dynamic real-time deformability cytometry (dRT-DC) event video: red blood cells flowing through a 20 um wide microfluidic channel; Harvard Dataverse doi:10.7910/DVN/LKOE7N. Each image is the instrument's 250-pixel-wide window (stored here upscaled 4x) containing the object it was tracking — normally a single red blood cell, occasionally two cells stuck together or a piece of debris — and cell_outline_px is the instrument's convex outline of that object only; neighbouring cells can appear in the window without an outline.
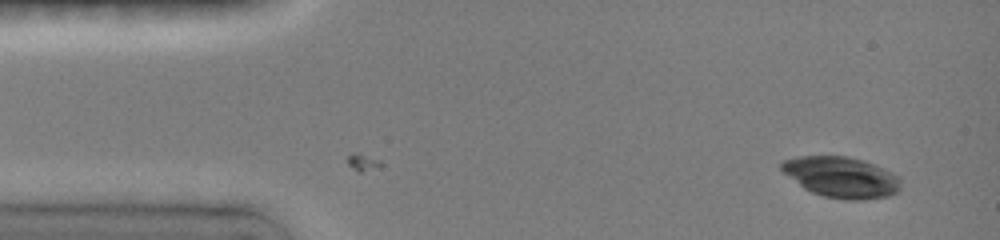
{"species": "common noctule bat (a hibernating species)", "species_latin": "Nyctalus noctula", "temperature_condition": "room temperature", "stored_images_in_passage": 13, "camera_frame_rate_fps": 3000, "um_per_image_px": 0.085, "animal": {"sex": "female", "body_mass_g": 19.0, "forearm_length_mm": 51.5}, "frame": {"image": 1, "passage_image": 1, "time_ms": 0.0, "image_size_px": [1000, 240], "cell_outline_px": [[900, 192], [888, 196], [864, 200], [844, 200], [824, 196], [812, 192], [804, 188], [784, 172], [780, 168], [780, 164], [784, 160], [796, 156], [848, 156], [864, 160], [884, 168], [900, 176]], "centroid_in_image_um": [71.56, 15.06], "position_along_channel_um": 13.4, "area_um2": 28.55}}